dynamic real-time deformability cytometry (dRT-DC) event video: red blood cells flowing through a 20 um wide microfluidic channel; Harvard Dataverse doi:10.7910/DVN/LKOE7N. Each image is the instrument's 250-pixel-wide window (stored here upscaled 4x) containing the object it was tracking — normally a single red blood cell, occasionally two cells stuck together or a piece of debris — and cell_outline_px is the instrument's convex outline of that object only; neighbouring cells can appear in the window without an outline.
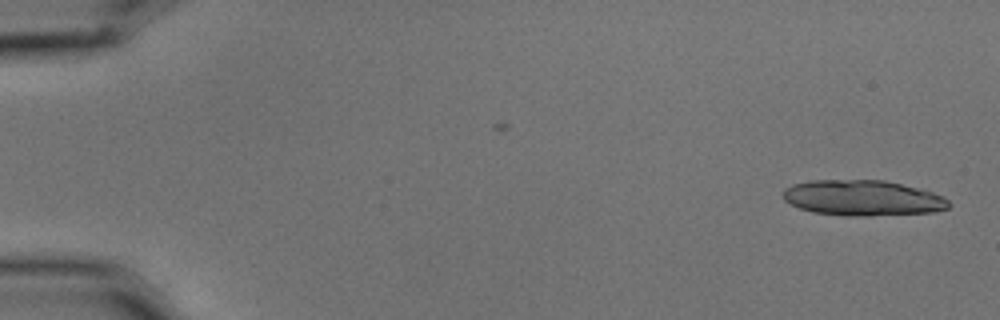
{"species": "common noctule bat (a hibernating species)", "species_latin": "Nyctalus noctula", "temperature_condition": "cold", "stored_images_in_passage": 17, "camera_frame_rate_fps": 3000, "um_per_image_px": 0.085, "animal": {"sex": "male", "body_mass_g": 15.6}, "frame": {"image": 1, "passage_image": 1, "time_ms": 0.0, "image_size_px": [1000, 320], "cell_outline_px": [[952, 204], [948, 208], [932, 212], [872, 216], [844, 216], [812, 212], [800, 208], [784, 200], [784, 188], [792, 184], [812, 180], [884, 180], [932, 192], [944, 196]], "centroid_in_image_um": [73.33, 16.83], "position_along_channel_um": 11.7, "area_um2": 34.39}}